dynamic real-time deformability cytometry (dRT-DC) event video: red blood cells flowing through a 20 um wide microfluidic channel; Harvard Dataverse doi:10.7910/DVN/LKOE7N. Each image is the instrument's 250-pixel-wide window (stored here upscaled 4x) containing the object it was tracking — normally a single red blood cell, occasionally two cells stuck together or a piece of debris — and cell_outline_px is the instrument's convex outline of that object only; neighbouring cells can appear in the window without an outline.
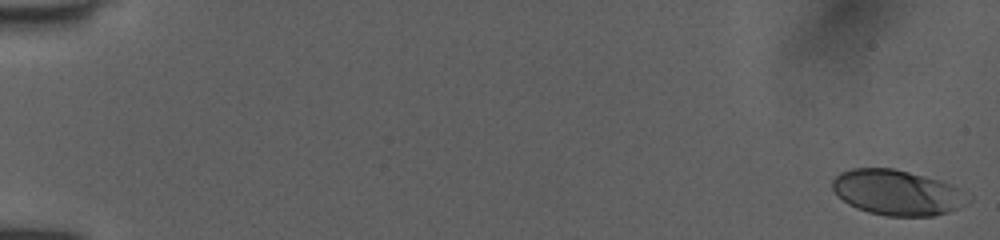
{"species": "human", "species_latin": "Homo sapiens", "temperature_condition": "room temperature", "stored_images_in_passage": 52, "camera_frame_rate_fps": 3000, "um_per_image_px": 0.085, "donor": {"sex": "female"}, "frame": {"image": 1, "passage_image": 1, "time_ms": 0.0, "image_size_px": [1000, 240], "cell_outline_px": [[972, 200], [968, 204], [948, 212], [932, 216], [888, 216], [868, 212], [856, 208], [848, 204], [832, 188], [832, 180], [840, 172], [852, 168], [892, 168], [940, 180], [952, 184], [972, 196]], "centroid_in_image_um": [76.31, 16.37], "position_along_channel_um": 8.7, "area_um2": 35.95}}
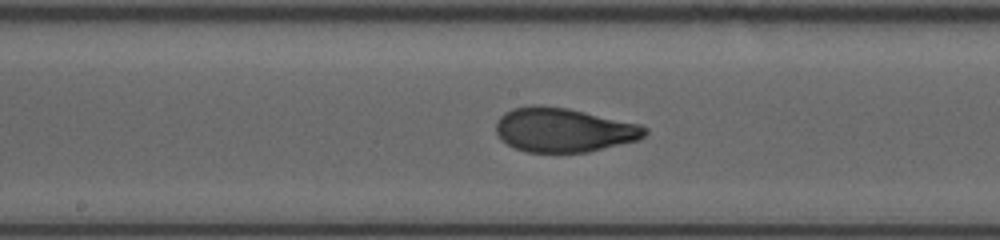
{"frame": {"image": 2, "passage_image": 29, "time_ms": 9.333, "image_size_px": [1000, 240], "cell_outline_px": [[648, 132], [640, 140], [588, 152], [528, 152], [516, 148], [500, 140], [496, 132], [496, 120], [504, 112], [512, 108], [532, 104], [540, 104], [568, 108], [640, 124], [648, 128]], "centroid_in_image_um": [47.91, 11.03], "position_along_channel_um": 200.3, "area_um2": 38.73}}
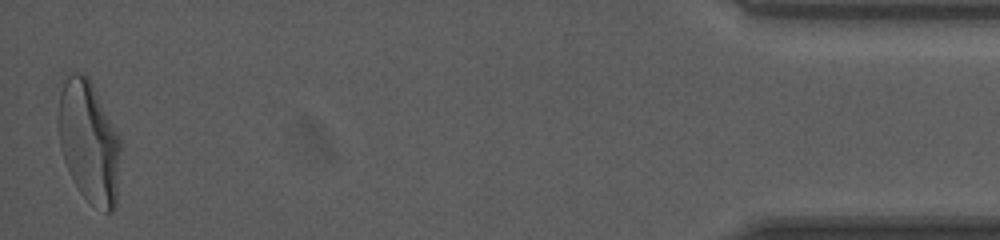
{"frame": {"image": 3, "passage_image": 52, "time_ms": 17.0, "image_size_px": [1000, 240], "cell_outline_px": [[120, 152], [116, 204], [112, 212], [104, 212], [88, 200], [80, 192], [64, 160], [60, 148], [56, 120], [56, 116], [60, 76], [64, 72], [84, 72], [92, 80], [120, 136]], "centroid_in_image_um": [7.51, 11.89], "position_along_channel_um": 427.7, "area_um2": 45.66}, "authors_computed_cell_mechanics": {"area_um2": 37.5989, "velocity_mm_per_s": 4.0046, "shape_relaxation_time_tau1_ms": 5.0749, "shape_relaxation_time_tau2_ms": 0.6136, "deformation_change_tau1": 0.2172, "deformation_change_tau2": 0.0609}}